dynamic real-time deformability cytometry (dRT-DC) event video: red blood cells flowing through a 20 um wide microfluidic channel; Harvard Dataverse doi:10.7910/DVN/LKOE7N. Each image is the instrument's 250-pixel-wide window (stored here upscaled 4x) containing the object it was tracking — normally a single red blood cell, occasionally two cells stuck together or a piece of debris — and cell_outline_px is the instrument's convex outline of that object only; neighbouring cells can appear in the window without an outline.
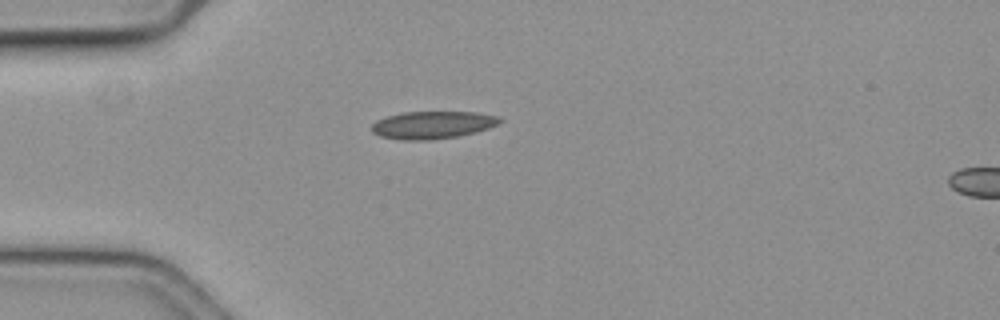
{"species": "common noctule bat (a hibernating species)", "species_latin": "Nyctalus noctula", "temperature_condition": "cold", "stored_images_in_passage": 20, "camera_frame_rate_fps": 3000, "um_per_image_px": 0.085, "animal": {"sex": "female", "body_mass_g": 19.3, "forearm_length_mm": 54.1}, "frame": {"image": 1, "passage_image": 1, "time_ms": 0.0, "image_size_px": [1000, 320], "cell_outline_px": [[504, 120], [488, 128], [476, 132], [460, 136], [432, 140], [400, 140], [380, 136], [372, 132], [372, 124], [376, 120], [388, 116], [404, 112], [476, 112], [496, 116]], "centroid_in_image_um": [36.75, 10.63], "position_along_channel_um": 48.2, "area_um2": 20.58}}
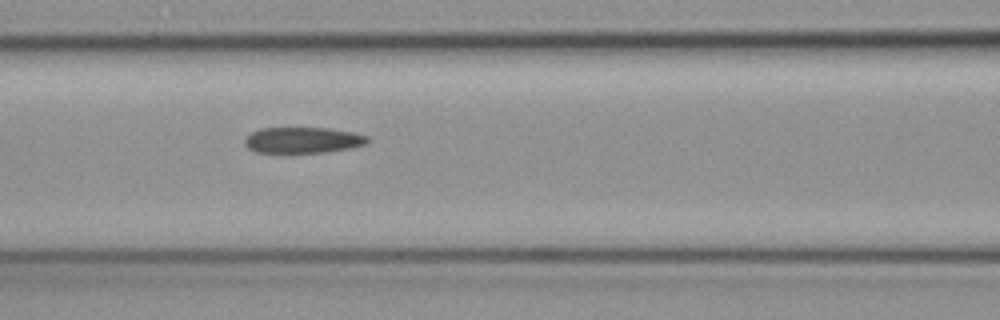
{"frame": {"image": 2, "passage_image": 10, "time_ms": 3.0, "image_size_px": [1000, 320], "cell_outline_px": [[368, 140], [364, 144], [348, 148], [324, 152], [256, 152], [248, 148], [244, 144], [244, 140], [252, 132], [260, 128], [328, 128], [352, 132], [368, 136]], "centroid_in_image_um": [25.7, 11.9], "position_along_channel_um": 140.9, "area_um2": 18.26}}
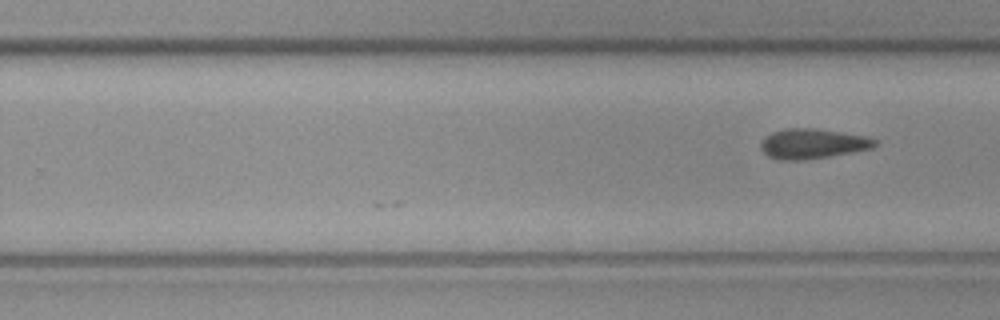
{"frame": {"image": 3, "passage_image": 20, "time_ms": 6.333, "image_size_px": [1000, 320], "cell_outline_px": [[876, 144], [872, 148], [828, 156], [804, 160], [780, 160], [768, 156], [760, 148], [760, 144], [764, 136], [772, 132], [788, 128], [812, 128], [864, 136], [876, 140]], "centroid_in_image_um": [69.0, 12.22], "position_along_channel_um": 260.8, "area_um2": 19.59}}